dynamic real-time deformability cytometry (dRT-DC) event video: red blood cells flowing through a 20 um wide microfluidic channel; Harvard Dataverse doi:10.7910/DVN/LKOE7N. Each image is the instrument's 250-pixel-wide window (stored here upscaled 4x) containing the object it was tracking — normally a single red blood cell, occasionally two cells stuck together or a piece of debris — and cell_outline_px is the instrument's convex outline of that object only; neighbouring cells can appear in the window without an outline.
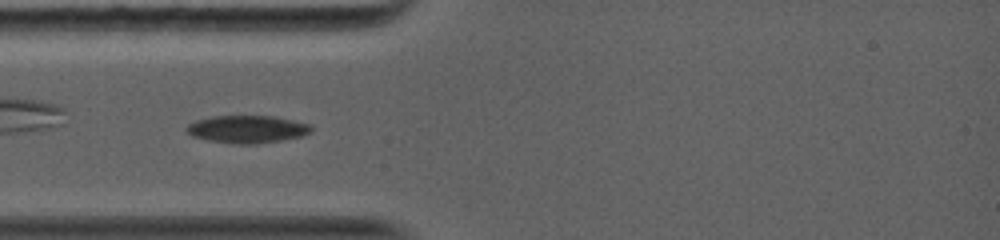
{"species": "common noctule bat (a hibernating species)", "species_latin": "Nyctalus noctula", "temperature_condition": "warm", "stored_images_in_passage": 3, "camera_frame_rate_fps": 5000, "um_per_image_px": 0.085, "animal": {"sex": "female", "body_mass_g": 19.0, "forearm_length_mm": 56.7}, "frame": {"image": 1, "passage_image": 2, "time_ms": 0.4, "image_size_px": [1000, 240], "cell_outline_px": [[312, 132], [300, 136], [280, 140], [256, 144], [240, 144], [208, 140], [192, 136], [184, 128], [188, 124], [196, 120], [212, 116], [272, 116], [292, 120], [308, 124], [312, 128]], "centroid_in_image_um": [20.98, 10.98], "position_along_channel_um": 64.0, "area_um2": 19.83}}